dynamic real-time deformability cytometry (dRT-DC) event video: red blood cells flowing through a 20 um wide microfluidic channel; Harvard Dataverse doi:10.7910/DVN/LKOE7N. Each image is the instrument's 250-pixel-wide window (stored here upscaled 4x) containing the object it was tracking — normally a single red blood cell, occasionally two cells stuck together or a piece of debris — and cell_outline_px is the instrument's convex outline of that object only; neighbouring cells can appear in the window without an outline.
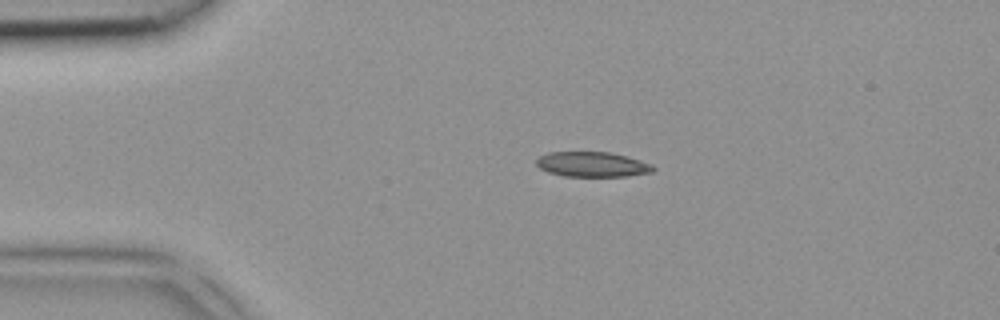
{"species": "common noctule bat (a hibernating species)", "species_latin": "Nyctalus noctula", "temperature_condition": "room temperature", "stored_images_in_passage": 3, "camera_frame_rate_fps": 3000, "um_per_image_px": 0.085, "animal": {"sex": "female", "body_mass_g": 18.4}, "frame": {"image": 1, "passage_image": 2, "time_ms": 0.333, "image_size_px": [1000, 320], "cell_outline_px": [[656, 168], [652, 172], [628, 176], [564, 176], [548, 172], [540, 168], [536, 164], [536, 160], [540, 156], [548, 152], [612, 152], [628, 156], [652, 164]], "centroid_in_image_um": [50.37, 13.97], "position_along_channel_um": 34.6, "area_um2": 17.11}}